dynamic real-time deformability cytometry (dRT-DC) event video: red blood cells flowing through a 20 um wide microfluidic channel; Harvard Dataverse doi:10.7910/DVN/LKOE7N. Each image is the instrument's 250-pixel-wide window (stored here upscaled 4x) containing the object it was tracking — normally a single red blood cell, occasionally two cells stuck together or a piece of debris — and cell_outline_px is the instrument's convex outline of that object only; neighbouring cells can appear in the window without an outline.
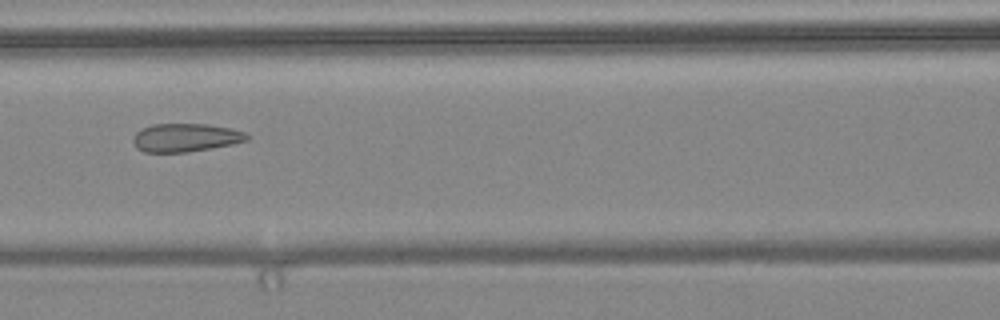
{"species": "common noctule bat (a hibernating species)", "species_latin": "Nyctalus noctula", "temperature_condition": "warm", "stored_images_in_passage": 8, "camera_frame_rate_fps": 3000, "um_per_image_px": 0.085, "animal": {"sex": "female", "body_mass_g": 24.6, "forearm_length_mm": 56.2}, "frame": {"image": 1, "passage_image": 4, "time_ms": 1.0, "image_size_px": [1000, 320], "cell_outline_px": [[248, 140], [232, 144], [188, 152], [144, 152], [136, 148], [132, 140], [132, 136], [140, 128], [152, 124], [208, 124], [232, 128], [244, 132], [248, 136]], "centroid_in_image_um": [15.73, 11.69], "position_along_channel_um": 150.9, "area_um2": 18.9}}
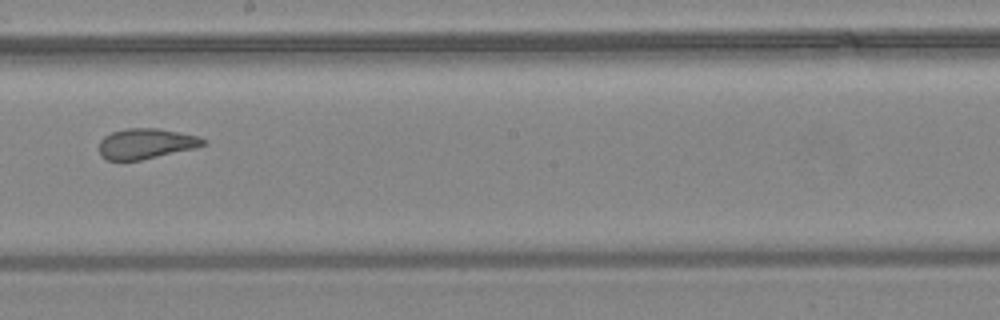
{"frame": {"image": 2, "passage_image": 6, "time_ms": 1.667, "image_size_px": [1000, 320], "cell_outline_px": [[208, 144], [196, 148], [140, 160], [108, 160], [100, 156], [100, 140], [104, 136], [112, 132], [124, 128], [156, 128], [196, 136], [208, 140]], "centroid_in_image_um": [12.41, 12.21], "position_along_channel_um": 235.8, "area_um2": 18.38}}
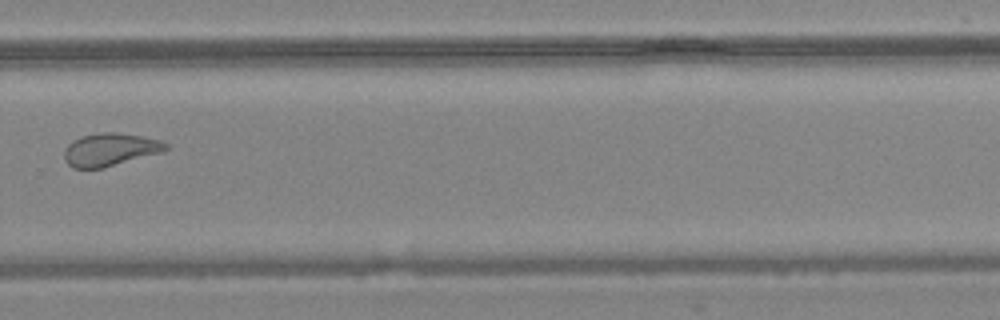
{"frame": {"image": 3, "passage_image": 8, "time_ms": 2.333, "image_size_px": [1000, 320], "cell_outline_px": [[168, 148], [164, 152], [104, 168], [72, 168], [64, 160], [64, 148], [72, 140], [80, 136], [100, 132], [116, 132], [140, 136], [160, 140], [168, 144]], "centroid_in_image_um": [9.34, 12.72], "position_along_channel_um": 320.5, "area_um2": 19.71}}